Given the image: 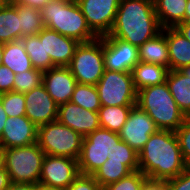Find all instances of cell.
I'll use <instances>...</instances> for the list:
<instances>
[{"instance_id":"1","label":"cell","mask_w":190,"mask_h":190,"mask_svg":"<svg viewBox=\"0 0 190 190\" xmlns=\"http://www.w3.org/2000/svg\"><path fill=\"white\" fill-rule=\"evenodd\" d=\"M139 171L148 179L168 180L185 169L175 131L158 129L138 153Z\"/></svg>"},{"instance_id":"2","label":"cell","mask_w":190,"mask_h":190,"mask_svg":"<svg viewBox=\"0 0 190 190\" xmlns=\"http://www.w3.org/2000/svg\"><path fill=\"white\" fill-rule=\"evenodd\" d=\"M161 31L153 0H120L115 22L107 36L139 48Z\"/></svg>"},{"instance_id":"3","label":"cell","mask_w":190,"mask_h":190,"mask_svg":"<svg viewBox=\"0 0 190 190\" xmlns=\"http://www.w3.org/2000/svg\"><path fill=\"white\" fill-rule=\"evenodd\" d=\"M46 28L86 43L98 37L89 28L76 0H50L41 9Z\"/></svg>"},{"instance_id":"4","label":"cell","mask_w":190,"mask_h":190,"mask_svg":"<svg viewBox=\"0 0 190 190\" xmlns=\"http://www.w3.org/2000/svg\"><path fill=\"white\" fill-rule=\"evenodd\" d=\"M161 130L176 131L187 119L170 93L167 83L137 91V104Z\"/></svg>"},{"instance_id":"5","label":"cell","mask_w":190,"mask_h":190,"mask_svg":"<svg viewBox=\"0 0 190 190\" xmlns=\"http://www.w3.org/2000/svg\"><path fill=\"white\" fill-rule=\"evenodd\" d=\"M46 154L37 143L4 149V169L11 182L37 184Z\"/></svg>"},{"instance_id":"6","label":"cell","mask_w":190,"mask_h":190,"mask_svg":"<svg viewBox=\"0 0 190 190\" xmlns=\"http://www.w3.org/2000/svg\"><path fill=\"white\" fill-rule=\"evenodd\" d=\"M83 138L58 120L37 127V144L46 155L78 160Z\"/></svg>"},{"instance_id":"7","label":"cell","mask_w":190,"mask_h":190,"mask_svg":"<svg viewBox=\"0 0 190 190\" xmlns=\"http://www.w3.org/2000/svg\"><path fill=\"white\" fill-rule=\"evenodd\" d=\"M120 140L119 133L103 128L86 135L77 160L80 174L93 175L107 161Z\"/></svg>"},{"instance_id":"8","label":"cell","mask_w":190,"mask_h":190,"mask_svg":"<svg viewBox=\"0 0 190 190\" xmlns=\"http://www.w3.org/2000/svg\"><path fill=\"white\" fill-rule=\"evenodd\" d=\"M68 67L77 83L96 85L105 71L103 38L80 43Z\"/></svg>"},{"instance_id":"9","label":"cell","mask_w":190,"mask_h":190,"mask_svg":"<svg viewBox=\"0 0 190 190\" xmlns=\"http://www.w3.org/2000/svg\"><path fill=\"white\" fill-rule=\"evenodd\" d=\"M102 106H134L137 91L133 84L132 72L104 71L96 84Z\"/></svg>"},{"instance_id":"10","label":"cell","mask_w":190,"mask_h":190,"mask_svg":"<svg viewBox=\"0 0 190 190\" xmlns=\"http://www.w3.org/2000/svg\"><path fill=\"white\" fill-rule=\"evenodd\" d=\"M91 31L107 36L115 22L120 0H76Z\"/></svg>"},{"instance_id":"11","label":"cell","mask_w":190,"mask_h":190,"mask_svg":"<svg viewBox=\"0 0 190 190\" xmlns=\"http://www.w3.org/2000/svg\"><path fill=\"white\" fill-rule=\"evenodd\" d=\"M79 174L76 159L46 155L39 183L56 189H67Z\"/></svg>"},{"instance_id":"12","label":"cell","mask_w":190,"mask_h":190,"mask_svg":"<svg viewBox=\"0 0 190 190\" xmlns=\"http://www.w3.org/2000/svg\"><path fill=\"white\" fill-rule=\"evenodd\" d=\"M104 68L117 72H132L140 62L138 47L112 36H103Z\"/></svg>"},{"instance_id":"13","label":"cell","mask_w":190,"mask_h":190,"mask_svg":"<svg viewBox=\"0 0 190 190\" xmlns=\"http://www.w3.org/2000/svg\"><path fill=\"white\" fill-rule=\"evenodd\" d=\"M158 130L153 119L138 105H134L127 121L119 132L120 139L137 153L141 151L151 134Z\"/></svg>"},{"instance_id":"14","label":"cell","mask_w":190,"mask_h":190,"mask_svg":"<svg viewBox=\"0 0 190 190\" xmlns=\"http://www.w3.org/2000/svg\"><path fill=\"white\" fill-rule=\"evenodd\" d=\"M25 116L37 127L57 120L58 104L48 94L43 84L25 92Z\"/></svg>"},{"instance_id":"15","label":"cell","mask_w":190,"mask_h":190,"mask_svg":"<svg viewBox=\"0 0 190 190\" xmlns=\"http://www.w3.org/2000/svg\"><path fill=\"white\" fill-rule=\"evenodd\" d=\"M57 120L83 137L100 128L98 112L81 108L71 101L58 105Z\"/></svg>"},{"instance_id":"16","label":"cell","mask_w":190,"mask_h":190,"mask_svg":"<svg viewBox=\"0 0 190 190\" xmlns=\"http://www.w3.org/2000/svg\"><path fill=\"white\" fill-rule=\"evenodd\" d=\"M37 143V126L26 116L8 117L0 138L3 149Z\"/></svg>"},{"instance_id":"17","label":"cell","mask_w":190,"mask_h":190,"mask_svg":"<svg viewBox=\"0 0 190 190\" xmlns=\"http://www.w3.org/2000/svg\"><path fill=\"white\" fill-rule=\"evenodd\" d=\"M42 84L52 99L61 105L71 100L77 81L69 67L55 66L43 72Z\"/></svg>"},{"instance_id":"18","label":"cell","mask_w":190,"mask_h":190,"mask_svg":"<svg viewBox=\"0 0 190 190\" xmlns=\"http://www.w3.org/2000/svg\"><path fill=\"white\" fill-rule=\"evenodd\" d=\"M79 44L76 39L44 27L45 59H51L54 67H68Z\"/></svg>"},{"instance_id":"19","label":"cell","mask_w":190,"mask_h":190,"mask_svg":"<svg viewBox=\"0 0 190 190\" xmlns=\"http://www.w3.org/2000/svg\"><path fill=\"white\" fill-rule=\"evenodd\" d=\"M169 70H181L190 65V41L176 28H166Z\"/></svg>"},{"instance_id":"20","label":"cell","mask_w":190,"mask_h":190,"mask_svg":"<svg viewBox=\"0 0 190 190\" xmlns=\"http://www.w3.org/2000/svg\"><path fill=\"white\" fill-rule=\"evenodd\" d=\"M139 61L167 67L169 69L168 44L166 28L154 38L147 40L139 48Z\"/></svg>"},{"instance_id":"21","label":"cell","mask_w":190,"mask_h":190,"mask_svg":"<svg viewBox=\"0 0 190 190\" xmlns=\"http://www.w3.org/2000/svg\"><path fill=\"white\" fill-rule=\"evenodd\" d=\"M188 0H153L155 13L162 29L175 28L185 22Z\"/></svg>"},{"instance_id":"22","label":"cell","mask_w":190,"mask_h":190,"mask_svg":"<svg viewBox=\"0 0 190 190\" xmlns=\"http://www.w3.org/2000/svg\"><path fill=\"white\" fill-rule=\"evenodd\" d=\"M168 72L167 67L140 61L132 70L135 90L165 83Z\"/></svg>"},{"instance_id":"23","label":"cell","mask_w":190,"mask_h":190,"mask_svg":"<svg viewBox=\"0 0 190 190\" xmlns=\"http://www.w3.org/2000/svg\"><path fill=\"white\" fill-rule=\"evenodd\" d=\"M166 83L180 111L190 117V77L180 70H169Z\"/></svg>"},{"instance_id":"24","label":"cell","mask_w":190,"mask_h":190,"mask_svg":"<svg viewBox=\"0 0 190 190\" xmlns=\"http://www.w3.org/2000/svg\"><path fill=\"white\" fill-rule=\"evenodd\" d=\"M2 65L7 66L15 74L33 69L22 40L4 43Z\"/></svg>"},{"instance_id":"25","label":"cell","mask_w":190,"mask_h":190,"mask_svg":"<svg viewBox=\"0 0 190 190\" xmlns=\"http://www.w3.org/2000/svg\"><path fill=\"white\" fill-rule=\"evenodd\" d=\"M21 40L20 16L13 4L8 3L0 10V42Z\"/></svg>"},{"instance_id":"26","label":"cell","mask_w":190,"mask_h":190,"mask_svg":"<svg viewBox=\"0 0 190 190\" xmlns=\"http://www.w3.org/2000/svg\"><path fill=\"white\" fill-rule=\"evenodd\" d=\"M21 40L34 69L44 72L54 67L51 59H45L44 28L38 35L26 36Z\"/></svg>"},{"instance_id":"27","label":"cell","mask_w":190,"mask_h":190,"mask_svg":"<svg viewBox=\"0 0 190 190\" xmlns=\"http://www.w3.org/2000/svg\"><path fill=\"white\" fill-rule=\"evenodd\" d=\"M133 106H101L98 110L100 128L119 133Z\"/></svg>"},{"instance_id":"28","label":"cell","mask_w":190,"mask_h":190,"mask_svg":"<svg viewBox=\"0 0 190 190\" xmlns=\"http://www.w3.org/2000/svg\"><path fill=\"white\" fill-rule=\"evenodd\" d=\"M13 5L20 16L21 39L26 36L38 35L45 27L41 10L24 4Z\"/></svg>"},{"instance_id":"29","label":"cell","mask_w":190,"mask_h":190,"mask_svg":"<svg viewBox=\"0 0 190 190\" xmlns=\"http://www.w3.org/2000/svg\"><path fill=\"white\" fill-rule=\"evenodd\" d=\"M70 101L94 112H98L102 106L96 85L90 84L77 83Z\"/></svg>"},{"instance_id":"30","label":"cell","mask_w":190,"mask_h":190,"mask_svg":"<svg viewBox=\"0 0 190 190\" xmlns=\"http://www.w3.org/2000/svg\"><path fill=\"white\" fill-rule=\"evenodd\" d=\"M132 173L125 165L120 162L106 161L92 176L103 188L108 184L118 182Z\"/></svg>"},{"instance_id":"31","label":"cell","mask_w":190,"mask_h":190,"mask_svg":"<svg viewBox=\"0 0 190 190\" xmlns=\"http://www.w3.org/2000/svg\"><path fill=\"white\" fill-rule=\"evenodd\" d=\"M107 161L120 162L131 172L139 171L138 153L122 140L115 145L111 154H109Z\"/></svg>"},{"instance_id":"32","label":"cell","mask_w":190,"mask_h":190,"mask_svg":"<svg viewBox=\"0 0 190 190\" xmlns=\"http://www.w3.org/2000/svg\"><path fill=\"white\" fill-rule=\"evenodd\" d=\"M43 82V72L41 70L32 69L15 74L14 92L25 93L40 86Z\"/></svg>"},{"instance_id":"33","label":"cell","mask_w":190,"mask_h":190,"mask_svg":"<svg viewBox=\"0 0 190 190\" xmlns=\"http://www.w3.org/2000/svg\"><path fill=\"white\" fill-rule=\"evenodd\" d=\"M0 99L8 117L25 116L26 108L24 93L10 91L0 94Z\"/></svg>"},{"instance_id":"34","label":"cell","mask_w":190,"mask_h":190,"mask_svg":"<svg viewBox=\"0 0 190 190\" xmlns=\"http://www.w3.org/2000/svg\"><path fill=\"white\" fill-rule=\"evenodd\" d=\"M147 179L141 171H136L120 179L118 182L108 184L103 187V190H142L144 182Z\"/></svg>"},{"instance_id":"35","label":"cell","mask_w":190,"mask_h":190,"mask_svg":"<svg viewBox=\"0 0 190 190\" xmlns=\"http://www.w3.org/2000/svg\"><path fill=\"white\" fill-rule=\"evenodd\" d=\"M186 168L190 169V119L187 118L175 131Z\"/></svg>"},{"instance_id":"36","label":"cell","mask_w":190,"mask_h":190,"mask_svg":"<svg viewBox=\"0 0 190 190\" xmlns=\"http://www.w3.org/2000/svg\"><path fill=\"white\" fill-rule=\"evenodd\" d=\"M66 190H103L92 175L79 174Z\"/></svg>"},{"instance_id":"37","label":"cell","mask_w":190,"mask_h":190,"mask_svg":"<svg viewBox=\"0 0 190 190\" xmlns=\"http://www.w3.org/2000/svg\"><path fill=\"white\" fill-rule=\"evenodd\" d=\"M166 190H190V169L186 168L177 177L166 180Z\"/></svg>"},{"instance_id":"38","label":"cell","mask_w":190,"mask_h":190,"mask_svg":"<svg viewBox=\"0 0 190 190\" xmlns=\"http://www.w3.org/2000/svg\"><path fill=\"white\" fill-rule=\"evenodd\" d=\"M15 73L7 66L0 65V94L13 91Z\"/></svg>"},{"instance_id":"39","label":"cell","mask_w":190,"mask_h":190,"mask_svg":"<svg viewBox=\"0 0 190 190\" xmlns=\"http://www.w3.org/2000/svg\"><path fill=\"white\" fill-rule=\"evenodd\" d=\"M142 190H166V180L147 179Z\"/></svg>"},{"instance_id":"40","label":"cell","mask_w":190,"mask_h":190,"mask_svg":"<svg viewBox=\"0 0 190 190\" xmlns=\"http://www.w3.org/2000/svg\"><path fill=\"white\" fill-rule=\"evenodd\" d=\"M50 0H9L10 4H24L37 9L44 7Z\"/></svg>"},{"instance_id":"41","label":"cell","mask_w":190,"mask_h":190,"mask_svg":"<svg viewBox=\"0 0 190 190\" xmlns=\"http://www.w3.org/2000/svg\"><path fill=\"white\" fill-rule=\"evenodd\" d=\"M188 41H190V22L185 21L175 27Z\"/></svg>"},{"instance_id":"42","label":"cell","mask_w":190,"mask_h":190,"mask_svg":"<svg viewBox=\"0 0 190 190\" xmlns=\"http://www.w3.org/2000/svg\"><path fill=\"white\" fill-rule=\"evenodd\" d=\"M6 190H34V184L11 182Z\"/></svg>"},{"instance_id":"43","label":"cell","mask_w":190,"mask_h":190,"mask_svg":"<svg viewBox=\"0 0 190 190\" xmlns=\"http://www.w3.org/2000/svg\"><path fill=\"white\" fill-rule=\"evenodd\" d=\"M10 183L11 181L6 170H0V190H6L9 187Z\"/></svg>"},{"instance_id":"44","label":"cell","mask_w":190,"mask_h":190,"mask_svg":"<svg viewBox=\"0 0 190 190\" xmlns=\"http://www.w3.org/2000/svg\"><path fill=\"white\" fill-rule=\"evenodd\" d=\"M7 118H8V115L4 111V108H3V105H2V102L0 99V138H1V135H2V132H3Z\"/></svg>"},{"instance_id":"45","label":"cell","mask_w":190,"mask_h":190,"mask_svg":"<svg viewBox=\"0 0 190 190\" xmlns=\"http://www.w3.org/2000/svg\"><path fill=\"white\" fill-rule=\"evenodd\" d=\"M34 190H66V189H56L53 187L45 186L40 183L34 184Z\"/></svg>"},{"instance_id":"46","label":"cell","mask_w":190,"mask_h":190,"mask_svg":"<svg viewBox=\"0 0 190 190\" xmlns=\"http://www.w3.org/2000/svg\"><path fill=\"white\" fill-rule=\"evenodd\" d=\"M185 21H189L190 22V0H188L187 4H186Z\"/></svg>"},{"instance_id":"47","label":"cell","mask_w":190,"mask_h":190,"mask_svg":"<svg viewBox=\"0 0 190 190\" xmlns=\"http://www.w3.org/2000/svg\"><path fill=\"white\" fill-rule=\"evenodd\" d=\"M4 169V149L0 146V170Z\"/></svg>"},{"instance_id":"48","label":"cell","mask_w":190,"mask_h":190,"mask_svg":"<svg viewBox=\"0 0 190 190\" xmlns=\"http://www.w3.org/2000/svg\"><path fill=\"white\" fill-rule=\"evenodd\" d=\"M180 71H181L184 75L190 77V65H189V66H186V67H183Z\"/></svg>"},{"instance_id":"49","label":"cell","mask_w":190,"mask_h":190,"mask_svg":"<svg viewBox=\"0 0 190 190\" xmlns=\"http://www.w3.org/2000/svg\"><path fill=\"white\" fill-rule=\"evenodd\" d=\"M3 51H4V43L0 42V65H2Z\"/></svg>"},{"instance_id":"50","label":"cell","mask_w":190,"mask_h":190,"mask_svg":"<svg viewBox=\"0 0 190 190\" xmlns=\"http://www.w3.org/2000/svg\"><path fill=\"white\" fill-rule=\"evenodd\" d=\"M9 3V0H0V10Z\"/></svg>"}]
</instances>
